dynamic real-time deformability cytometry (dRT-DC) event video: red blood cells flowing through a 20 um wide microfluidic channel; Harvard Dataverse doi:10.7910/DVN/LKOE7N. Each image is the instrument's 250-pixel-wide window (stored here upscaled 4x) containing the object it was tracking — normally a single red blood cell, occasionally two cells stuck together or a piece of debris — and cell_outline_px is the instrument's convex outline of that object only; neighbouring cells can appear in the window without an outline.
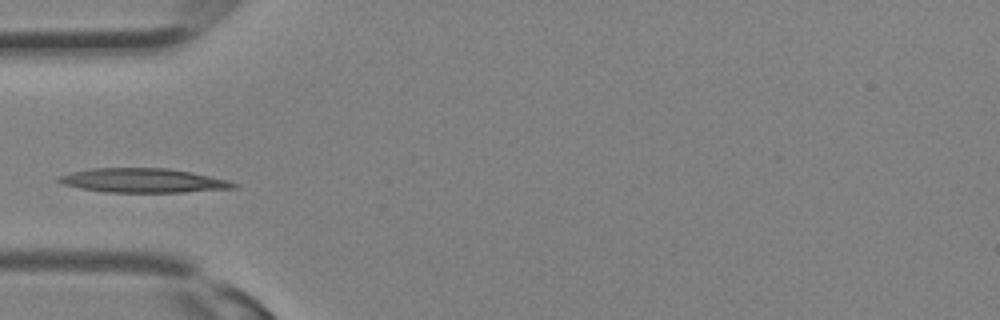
{"species": "Egyptian fruit bat (a non-hibernating species)", "species_latin": "Rousettus aegyptiacus", "temperature_condition": "room temperature", "stored_images_in_passage": 8, "camera_frame_rate_fps": 3000, "um_per_image_px": 0.085, "animal": {"sex": "female"}, "frame": {"image": 1, "passage_image": 1, "time_ms": 0.0, "image_size_px": [1000, 320], "cell_outline_px": [[240, 184], [236, 188], [184, 192], [104, 192], [80, 188], [64, 184], [56, 180], [56, 176], [72, 172], [92, 168], [168, 168], [192, 172], [228, 180]], "centroid_in_image_um": [12.18, 15.34], "position_along_channel_um": 72.8, "area_um2": 24.74}}
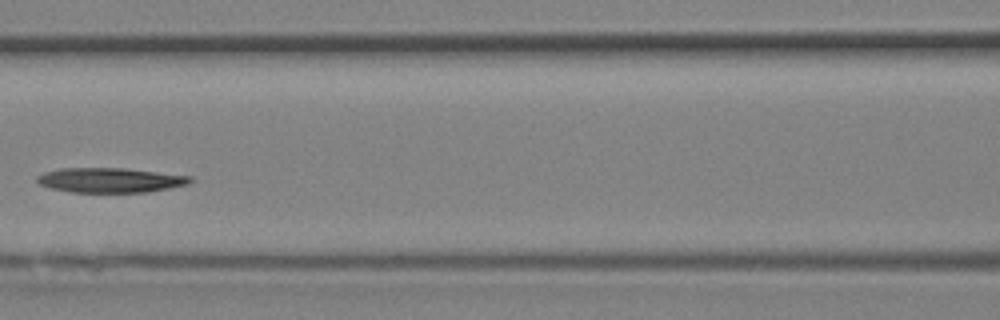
{"frame": {"image": 2, "passage_image": 5, "time_ms": 1.333, "image_size_px": [1000, 320], "cell_outline_px": [[192, 180], [188, 184], [148, 192], [72, 192], [52, 188], [40, 184], [36, 180], [36, 176], [44, 172], [60, 168], [124, 168], [192, 176]], "centroid_in_image_um": [9.36, 15.31], "position_along_channel_um": 157.2, "area_um2": 21.96}}
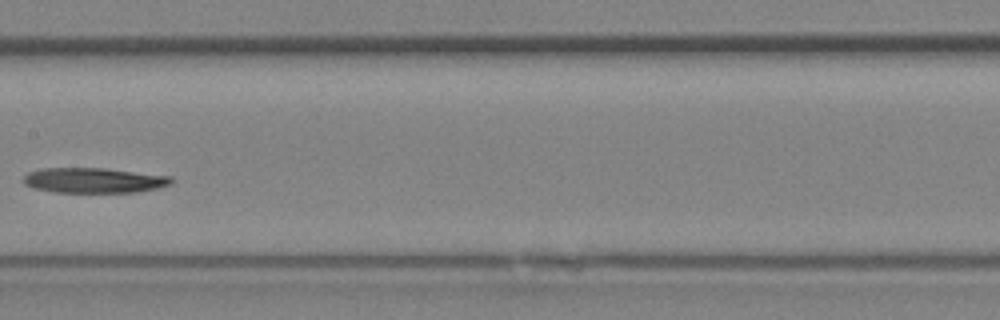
{"frame": {"image": 3, "passage_image": 7, "time_ms": 2.0, "image_size_px": [1000, 320], "cell_outline_px": [[172, 180], [168, 184], [156, 188], [136, 192], [56, 192], [32, 188], [24, 184], [24, 176], [28, 172], [40, 168], [104, 168], [172, 176]], "centroid_in_image_um": [7.93, 15.32], "position_along_channel_um": 199.5, "area_um2": 21.56}}